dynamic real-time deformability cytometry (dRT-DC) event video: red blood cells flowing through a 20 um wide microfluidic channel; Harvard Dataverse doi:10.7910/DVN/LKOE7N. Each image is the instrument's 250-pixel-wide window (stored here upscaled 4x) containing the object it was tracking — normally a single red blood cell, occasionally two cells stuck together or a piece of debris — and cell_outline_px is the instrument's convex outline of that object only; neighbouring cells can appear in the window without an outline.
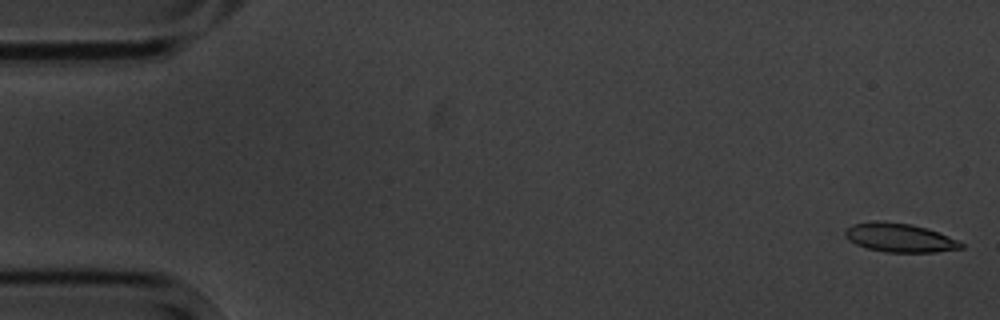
{"species": "common noctule bat (a hibernating species)", "species_latin": "Nyctalus noctula", "temperature_condition": "cold", "stored_images_in_passage": 5, "camera_frame_rate_fps": 3000, "um_per_image_px": 0.085, "animal": {"sex": "male", "body_mass_g": 20.1, "forearm_length_mm": 53.5}, "frame": {"image": 1, "passage_image": 1, "time_ms": 0.0, "image_size_px": [1000, 320], "cell_outline_px": [[964, 248], [936, 252], [884, 252], [868, 248], [856, 244], [848, 240], [844, 232], [852, 224], [876, 220], [884, 220], [912, 224], [928, 228], [948, 236], [964, 244]], "centroid_in_image_um": [76.47, 20.19], "position_along_channel_um": 8.5, "area_um2": 19.59}}
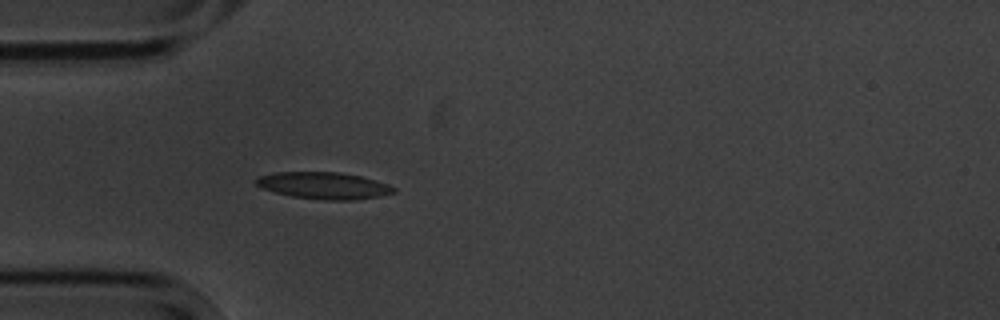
{"frame": {"image": 2, "passage_image": 5, "time_ms": 5.0, "image_size_px": [1000, 320], "cell_outline_px": [[396, 192], [380, 196], [352, 200], [324, 200], [292, 196], [260, 188], [252, 180], [256, 176], [276, 172], [340, 172], [360, 176], [388, 184], [396, 188]], "centroid_in_image_um": [27.48, 15.77], "position_along_channel_um": 57.5, "area_um2": 21.62}}